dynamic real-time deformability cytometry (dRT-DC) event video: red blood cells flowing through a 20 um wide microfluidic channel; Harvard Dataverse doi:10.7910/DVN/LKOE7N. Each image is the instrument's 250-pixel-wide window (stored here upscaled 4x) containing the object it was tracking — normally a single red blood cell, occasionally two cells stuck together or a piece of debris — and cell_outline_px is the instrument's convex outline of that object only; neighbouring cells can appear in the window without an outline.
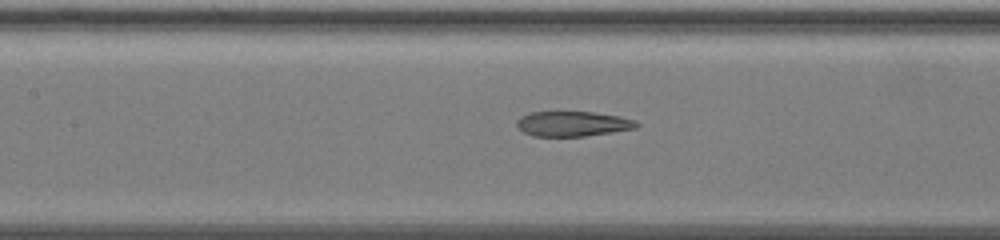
{"species": "common noctule bat (a hibernating species)", "species_latin": "Nyctalus noctula", "temperature_condition": "warm", "stored_images_in_passage": 17, "camera_frame_rate_fps": 3000, "um_per_image_px": 0.085, "animal": {"sex": "female", "body_mass_g": 19.5, "forearm_length_mm": 54.1}, "frame": {"image": 1, "passage_image": 15, "time_ms": 4.667, "image_size_px": [1000, 240], "cell_outline_px": [[640, 124], [636, 128], [612, 132], [584, 136], [532, 136], [516, 128], [516, 120], [520, 116], [532, 112], [592, 112], [620, 116], [636, 120]], "centroid_in_image_um": [48.66, 10.52], "position_along_channel_um": 158.7, "area_um2": 17.57}}